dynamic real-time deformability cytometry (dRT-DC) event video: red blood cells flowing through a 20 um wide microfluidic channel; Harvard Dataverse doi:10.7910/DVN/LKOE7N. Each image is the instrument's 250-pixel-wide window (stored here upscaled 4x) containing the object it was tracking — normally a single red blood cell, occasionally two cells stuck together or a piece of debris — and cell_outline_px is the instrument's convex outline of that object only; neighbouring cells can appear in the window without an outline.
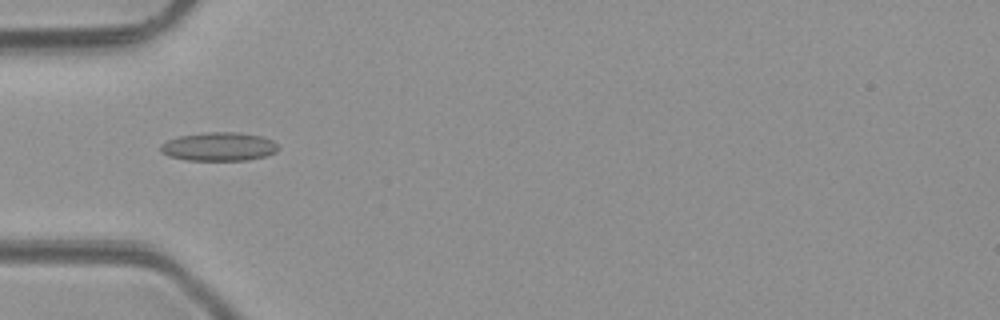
{"species": "common noctule bat (a hibernating species)", "species_latin": "Nyctalus noctula", "temperature_condition": "room temperature", "stored_images_in_passage": 5, "camera_frame_rate_fps": 3000, "um_per_image_px": 0.085, "animal": {"sex": "male", "body_mass_g": 23.1, "forearm_length_mm": 52.7}, "frame": {"image": 1, "passage_image": 4, "time_ms": 3.333, "image_size_px": [1000, 320], "cell_outline_px": [[280, 148], [276, 152], [264, 156], [248, 160], [188, 160], [168, 156], [160, 152], [160, 144], [168, 140], [180, 136], [208, 132], [240, 132], [260, 136], [272, 140]], "centroid_in_image_um": [18.6, 12.46], "position_along_channel_um": 66.4, "area_um2": 19.59}}
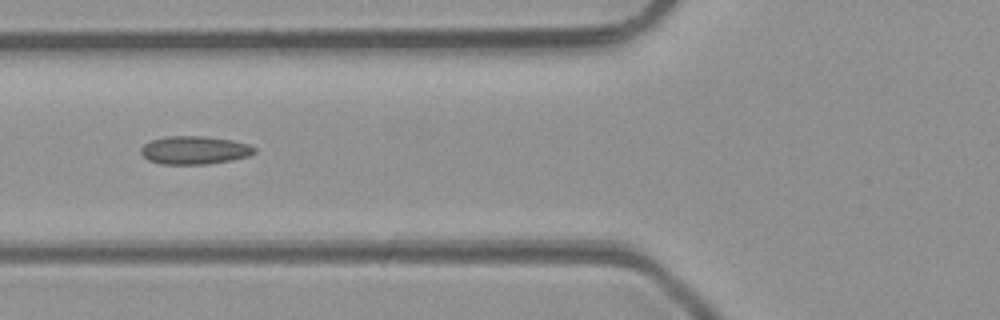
{"frame": {"image": 2, "passage_image": 5, "time_ms": 4.333, "image_size_px": [1000, 320], "cell_outline_px": [[256, 152], [248, 156], [232, 160], [208, 164], [160, 164], [148, 160], [140, 152], [140, 148], [144, 144], [152, 140], [168, 136], [200, 136], [232, 140], [248, 144], [256, 148]], "centroid_in_image_um": [16.53, 12.77], "position_along_channel_um": 109.3, "area_um2": 18.61}}